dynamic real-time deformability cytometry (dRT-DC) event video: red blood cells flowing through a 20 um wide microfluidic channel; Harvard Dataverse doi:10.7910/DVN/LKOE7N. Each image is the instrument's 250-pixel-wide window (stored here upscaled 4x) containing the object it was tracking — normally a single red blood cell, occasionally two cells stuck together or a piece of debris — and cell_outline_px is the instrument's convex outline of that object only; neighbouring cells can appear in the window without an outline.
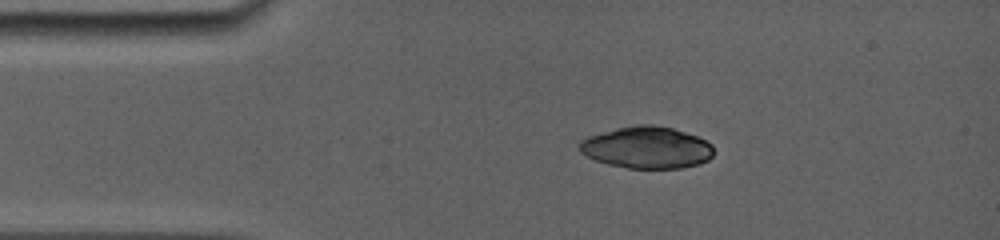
{"species": "common noctule bat (a hibernating species)", "species_latin": "Nyctalus noctula", "temperature_condition": "room temperature", "stored_images_in_passage": 4, "camera_frame_rate_fps": 5000, "um_per_image_px": 0.085, "animal": {"sex": "female", "body_mass_g": 19.0, "forearm_length_mm": 56.7}, "frame": {"image": 1, "passage_image": 1, "time_ms": 0.0, "image_size_px": [1000, 240], "cell_outline_px": [[712, 156], [708, 160], [700, 164], [680, 168], [628, 168], [608, 164], [596, 160], [580, 152], [580, 140], [588, 136], [616, 128], [636, 124], [652, 124], [672, 128], [696, 136], [712, 144]], "centroid_in_image_um": [54.97, 12.53], "position_along_channel_um": 30.0, "area_um2": 32.6}}